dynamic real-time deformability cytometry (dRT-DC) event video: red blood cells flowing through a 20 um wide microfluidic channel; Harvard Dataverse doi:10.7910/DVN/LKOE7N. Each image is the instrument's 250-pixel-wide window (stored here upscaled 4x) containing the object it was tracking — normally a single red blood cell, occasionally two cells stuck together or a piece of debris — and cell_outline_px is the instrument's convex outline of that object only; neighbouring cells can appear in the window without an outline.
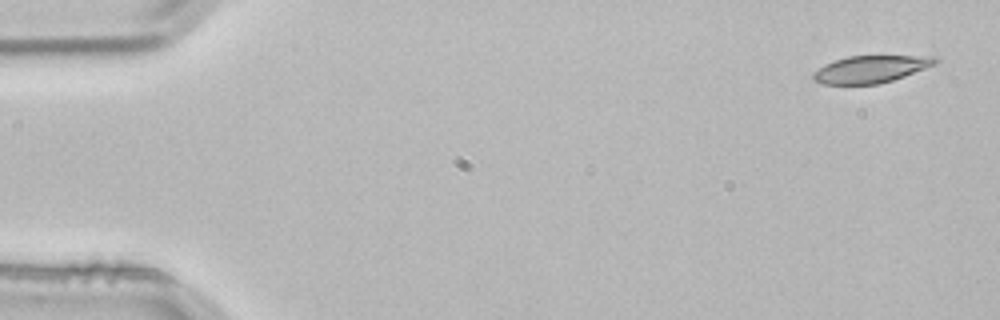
{"species": "common noctule bat (a hibernating species)", "species_latin": "Nyctalus noctula", "temperature_condition": "room temperature", "stored_images_in_passage": 3, "camera_frame_rate_fps": 3000, "um_per_image_px": 0.085, "animal": {"sex": "male", "body_mass_g": 21.5, "forearm_length_mm": 52.0}, "frame": {"image": 1, "passage_image": 1, "time_ms": 0.0, "image_size_px": [1000, 320], "cell_outline_px": [[940, 60], [936, 64], [904, 76], [880, 84], [820, 84], [812, 80], [812, 72], [824, 64], [848, 56], [936, 56]], "centroid_in_image_um": [73.99, 5.88], "position_along_channel_um": 11.0, "area_um2": 19.42}}
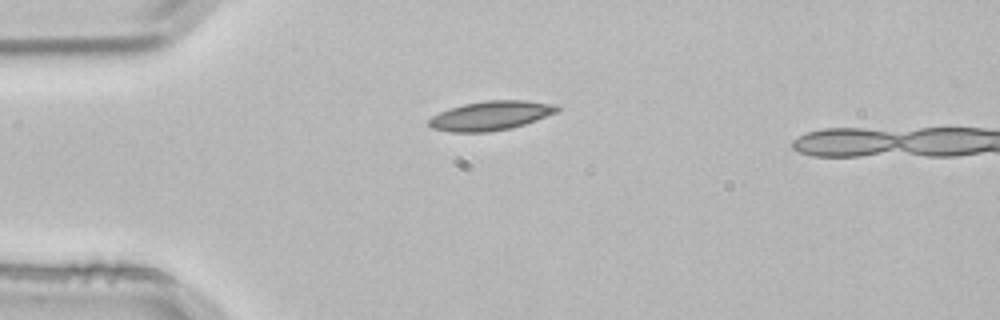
{"frame": {"image": 2, "passage_image": 3, "time_ms": 0.667, "image_size_px": [1000, 320], "cell_outline_px": [[560, 108], [556, 112], [536, 120], [512, 128], [488, 132], [452, 132], [432, 128], [428, 124], [428, 120], [432, 116], [448, 108], [464, 104], [484, 100], [524, 100], [560, 104]], "centroid_in_image_um": [41.72, 9.82], "position_along_channel_um": 43.3, "area_um2": 21.96}}